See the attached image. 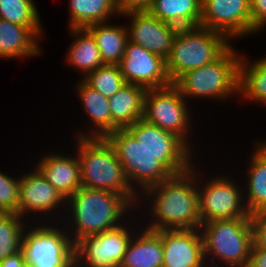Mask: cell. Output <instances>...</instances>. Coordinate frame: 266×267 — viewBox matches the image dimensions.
<instances>
[{
  "mask_svg": "<svg viewBox=\"0 0 266 267\" xmlns=\"http://www.w3.org/2000/svg\"><path fill=\"white\" fill-rule=\"evenodd\" d=\"M193 167L195 166L183 173L172 175L141 194V198L145 196L153 201L148 211L154 220L145 228L154 231L200 228L196 186L198 173Z\"/></svg>",
  "mask_w": 266,
  "mask_h": 267,
  "instance_id": "obj_1",
  "label": "cell"
},
{
  "mask_svg": "<svg viewBox=\"0 0 266 267\" xmlns=\"http://www.w3.org/2000/svg\"><path fill=\"white\" fill-rule=\"evenodd\" d=\"M65 205L73 219L69 234L73 244L89 235L120 226L123 221L121 217L133 208L122 194L85 187L68 197Z\"/></svg>",
  "mask_w": 266,
  "mask_h": 267,
  "instance_id": "obj_2",
  "label": "cell"
},
{
  "mask_svg": "<svg viewBox=\"0 0 266 267\" xmlns=\"http://www.w3.org/2000/svg\"><path fill=\"white\" fill-rule=\"evenodd\" d=\"M81 186L122 194L134 207L139 205L136 192L125 176L114 147L106 138H78ZM79 145V146H78ZM138 203V204H137Z\"/></svg>",
  "mask_w": 266,
  "mask_h": 267,
  "instance_id": "obj_3",
  "label": "cell"
},
{
  "mask_svg": "<svg viewBox=\"0 0 266 267\" xmlns=\"http://www.w3.org/2000/svg\"><path fill=\"white\" fill-rule=\"evenodd\" d=\"M199 230L205 262L209 260L207 267H219L215 263L217 259L227 267L247 266L253 243L251 218L211 220L202 223Z\"/></svg>",
  "mask_w": 266,
  "mask_h": 267,
  "instance_id": "obj_4",
  "label": "cell"
},
{
  "mask_svg": "<svg viewBox=\"0 0 266 267\" xmlns=\"http://www.w3.org/2000/svg\"><path fill=\"white\" fill-rule=\"evenodd\" d=\"M230 45L216 60L182 74L173 84L181 95L222 100L239 96V64L241 56Z\"/></svg>",
  "mask_w": 266,
  "mask_h": 267,
  "instance_id": "obj_5",
  "label": "cell"
},
{
  "mask_svg": "<svg viewBox=\"0 0 266 267\" xmlns=\"http://www.w3.org/2000/svg\"><path fill=\"white\" fill-rule=\"evenodd\" d=\"M229 41L224 34L209 28H179L166 59V70L171 82L174 83L187 71L216 60L230 46Z\"/></svg>",
  "mask_w": 266,
  "mask_h": 267,
  "instance_id": "obj_6",
  "label": "cell"
},
{
  "mask_svg": "<svg viewBox=\"0 0 266 267\" xmlns=\"http://www.w3.org/2000/svg\"><path fill=\"white\" fill-rule=\"evenodd\" d=\"M106 139L114 147L128 183L140 193L169 179L172 174L149 152L128 129H117ZM141 188H140V187Z\"/></svg>",
  "mask_w": 266,
  "mask_h": 267,
  "instance_id": "obj_7",
  "label": "cell"
},
{
  "mask_svg": "<svg viewBox=\"0 0 266 267\" xmlns=\"http://www.w3.org/2000/svg\"><path fill=\"white\" fill-rule=\"evenodd\" d=\"M44 224L24 230L21 249L26 267H74V244L69 230Z\"/></svg>",
  "mask_w": 266,
  "mask_h": 267,
  "instance_id": "obj_8",
  "label": "cell"
},
{
  "mask_svg": "<svg viewBox=\"0 0 266 267\" xmlns=\"http://www.w3.org/2000/svg\"><path fill=\"white\" fill-rule=\"evenodd\" d=\"M186 102L173 83L163 88L148 89L144 98L143 119L149 124L172 132L189 146L187 134L191 118Z\"/></svg>",
  "mask_w": 266,
  "mask_h": 267,
  "instance_id": "obj_9",
  "label": "cell"
},
{
  "mask_svg": "<svg viewBox=\"0 0 266 267\" xmlns=\"http://www.w3.org/2000/svg\"><path fill=\"white\" fill-rule=\"evenodd\" d=\"M199 183L200 179H197L198 210L201 224L211 220L251 218V214L243 202L245 200H242L246 191L240 189L234 180L224 176H216L210 178V181H206L203 188Z\"/></svg>",
  "mask_w": 266,
  "mask_h": 267,
  "instance_id": "obj_10",
  "label": "cell"
},
{
  "mask_svg": "<svg viewBox=\"0 0 266 267\" xmlns=\"http://www.w3.org/2000/svg\"><path fill=\"white\" fill-rule=\"evenodd\" d=\"M141 144L172 174L189 170L193 163L191 145L177 135L140 119L127 128Z\"/></svg>",
  "mask_w": 266,
  "mask_h": 267,
  "instance_id": "obj_11",
  "label": "cell"
},
{
  "mask_svg": "<svg viewBox=\"0 0 266 267\" xmlns=\"http://www.w3.org/2000/svg\"><path fill=\"white\" fill-rule=\"evenodd\" d=\"M123 225L78 240L74 244V267H119L135 235Z\"/></svg>",
  "mask_w": 266,
  "mask_h": 267,
  "instance_id": "obj_12",
  "label": "cell"
},
{
  "mask_svg": "<svg viewBox=\"0 0 266 267\" xmlns=\"http://www.w3.org/2000/svg\"><path fill=\"white\" fill-rule=\"evenodd\" d=\"M125 83L148 89L172 84L166 70V60L133 42L127 41L119 64Z\"/></svg>",
  "mask_w": 266,
  "mask_h": 267,
  "instance_id": "obj_13",
  "label": "cell"
},
{
  "mask_svg": "<svg viewBox=\"0 0 266 267\" xmlns=\"http://www.w3.org/2000/svg\"><path fill=\"white\" fill-rule=\"evenodd\" d=\"M200 26L218 31L230 41L253 34L250 0H202Z\"/></svg>",
  "mask_w": 266,
  "mask_h": 267,
  "instance_id": "obj_14",
  "label": "cell"
},
{
  "mask_svg": "<svg viewBox=\"0 0 266 267\" xmlns=\"http://www.w3.org/2000/svg\"><path fill=\"white\" fill-rule=\"evenodd\" d=\"M120 16L131 18V25L127 28L128 41L167 59L179 30L178 27L161 21L148 11L128 12Z\"/></svg>",
  "mask_w": 266,
  "mask_h": 267,
  "instance_id": "obj_15",
  "label": "cell"
},
{
  "mask_svg": "<svg viewBox=\"0 0 266 267\" xmlns=\"http://www.w3.org/2000/svg\"><path fill=\"white\" fill-rule=\"evenodd\" d=\"M162 240V267H207L199 229L156 231Z\"/></svg>",
  "mask_w": 266,
  "mask_h": 267,
  "instance_id": "obj_16",
  "label": "cell"
},
{
  "mask_svg": "<svg viewBox=\"0 0 266 267\" xmlns=\"http://www.w3.org/2000/svg\"><path fill=\"white\" fill-rule=\"evenodd\" d=\"M23 174L19 182V215L26 219L27 213L48 214L57 207H65L66 199L45 179L35 167ZM63 204V205H62ZM26 217H24L25 215Z\"/></svg>",
  "mask_w": 266,
  "mask_h": 267,
  "instance_id": "obj_17",
  "label": "cell"
},
{
  "mask_svg": "<svg viewBox=\"0 0 266 267\" xmlns=\"http://www.w3.org/2000/svg\"><path fill=\"white\" fill-rule=\"evenodd\" d=\"M35 166L65 199L82 187L78 157L51 153L43 156Z\"/></svg>",
  "mask_w": 266,
  "mask_h": 267,
  "instance_id": "obj_18",
  "label": "cell"
},
{
  "mask_svg": "<svg viewBox=\"0 0 266 267\" xmlns=\"http://www.w3.org/2000/svg\"><path fill=\"white\" fill-rule=\"evenodd\" d=\"M42 27H25L0 19V58L35 57L42 52ZM41 36V37H40Z\"/></svg>",
  "mask_w": 266,
  "mask_h": 267,
  "instance_id": "obj_19",
  "label": "cell"
},
{
  "mask_svg": "<svg viewBox=\"0 0 266 267\" xmlns=\"http://www.w3.org/2000/svg\"><path fill=\"white\" fill-rule=\"evenodd\" d=\"M144 87L125 83L109 99L112 117V132L117 129H127L140 119L144 114Z\"/></svg>",
  "mask_w": 266,
  "mask_h": 267,
  "instance_id": "obj_20",
  "label": "cell"
},
{
  "mask_svg": "<svg viewBox=\"0 0 266 267\" xmlns=\"http://www.w3.org/2000/svg\"><path fill=\"white\" fill-rule=\"evenodd\" d=\"M163 257L160 235L146 228L139 235L135 232L119 267H162Z\"/></svg>",
  "mask_w": 266,
  "mask_h": 267,
  "instance_id": "obj_21",
  "label": "cell"
},
{
  "mask_svg": "<svg viewBox=\"0 0 266 267\" xmlns=\"http://www.w3.org/2000/svg\"><path fill=\"white\" fill-rule=\"evenodd\" d=\"M85 112L93 122L96 129L90 130L86 135L80 133L78 138H106L112 133V117L109 107V99L99 91L88 86L83 80L77 85L76 89ZM93 130V131H92ZM96 130V131H95ZM92 132V133H91ZM83 134V135H82Z\"/></svg>",
  "mask_w": 266,
  "mask_h": 267,
  "instance_id": "obj_22",
  "label": "cell"
},
{
  "mask_svg": "<svg viewBox=\"0 0 266 267\" xmlns=\"http://www.w3.org/2000/svg\"><path fill=\"white\" fill-rule=\"evenodd\" d=\"M148 12L178 28L200 26L202 0H154Z\"/></svg>",
  "mask_w": 266,
  "mask_h": 267,
  "instance_id": "obj_23",
  "label": "cell"
},
{
  "mask_svg": "<svg viewBox=\"0 0 266 267\" xmlns=\"http://www.w3.org/2000/svg\"><path fill=\"white\" fill-rule=\"evenodd\" d=\"M256 146L248 164V192L244 195L245 206L250 214L266 209V141Z\"/></svg>",
  "mask_w": 266,
  "mask_h": 267,
  "instance_id": "obj_24",
  "label": "cell"
},
{
  "mask_svg": "<svg viewBox=\"0 0 266 267\" xmlns=\"http://www.w3.org/2000/svg\"><path fill=\"white\" fill-rule=\"evenodd\" d=\"M86 29L94 37L103 63L119 65L128 41L127 26L103 22L91 24Z\"/></svg>",
  "mask_w": 266,
  "mask_h": 267,
  "instance_id": "obj_25",
  "label": "cell"
},
{
  "mask_svg": "<svg viewBox=\"0 0 266 267\" xmlns=\"http://www.w3.org/2000/svg\"><path fill=\"white\" fill-rule=\"evenodd\" d=\"M74 41L70 45L66 61L74 69L84 71V76L104 65L97 43L86 28H69Z\"/></svg>",
  "mask_w": 266,
  "mask_h": 267,
  "instance_id": "obj_26",
  "label": "cell"
},
{
  "mask_svg": "<svg viewBox=\"0 0 266 267\" xmlns=\"http://www.w3.org/2000/svg\"><path fill=\"white\" fill-rule=\"evenodd\" d=\"M70 27L86 28L95 23L107 22L120 13L116 0H69ZM114 14V15H113Z\"/></svg>",
  "mask_w": 266,
  "mask_h": 267,
  "instance_id": "obj_27",
  "label": "cell"
},
{
  "mask_svg": "<svg viewBox=\"0 0 266 267\" xmlns=\"http://www.w3.org/2000/svg\"><path fill=\"white\" fill-rule=\"evenodd\" d=\"M241 55L239 64V95L254 103L266 104V55L253 62ZM249 62V63H248Z\"/></svg>",
  "mask_w": 266,
  "mask_h": 267,
  "instance_id": "obj_28",
  "label": "cell"
},
{
  "mask_svg": "<svg viewBox=\"0 0 266 267\" xmlns=\"http://www.w3.org/2000/svg\"><path fill=\"white\" fill-rule=\"evenodd\" d=\"M22 220L25 219L15 213H6L0 219V261L21 250L24 229L27 228Z\"/></svg>",
  "mask_w": 266,
  "mask_h": 267,
  "instance_id": "obj_29",
  "label": "cell"
},
{
  "mask_svg": "<svg viewBox=\"0 0 266 267\" xmlns=\"http://www.w3.org/2000/svg\"><path fill=\"white\" fill-rule=\"evenodd\" d=\"M33 0H0V19L25 27H42Z\"/></svg>",
  "mask_w": 266,
  "mask_h": 267,
  "instance_id": "obj_30",
  "label": "cell"
},
{
  "mask_svg": "<svg viewBox=\"0 0 266 267\" xmlns=\"http://www.w3.org/2000/svg\"><path fill=\"white\" fill-rule=\"evenodd\" d=\"M82 80L106 98L112 97L125 84L119 65L109 64L88 73Z\"/></svg>",
  "mask_w": 266,
  "mask_h": 267,
  "instance_id": "obj_31",
  "label": "cell"
},
{
  "mask_svg": "<svg viewBox=\"0 0 266 267\" xmlns=\"http://www.w3.org/2000/svg\"><path fill=\"white\" fill-rule=\"evenodd\" d=\"M20 177H10L0 172V209L6 213L19 214Z\"/></svg>",
  "mask_w": 266,
  "mask_h": 267,
  "instance_id": "obj_32",
  "label": "cell"
},
{
  "mask_svg": "<svg viewBox=\"0 0 266 267\" xmlns=\"http://www.w3.org/2000/svg\"><path fill=\"white\" fill-rule=\"evenodd\" d=\"M253 243L266 249V209L251 214Z\"/></svg>",
  "mask_w": 266,
  "mask_h": 267,
  "instance_id": "obj_33",
  "label": "cell"
},
{
  "mask_svg": "<svg viewBox=\"0 0 266 267\" xmlns=\"http://www.w3.org/2000/svg\"><path fill=\"white\" fill-rule=\"evenodd\" d=\"M253 34L266 26V0H250Z\"/></svg>",
  "mask_w": 266,
  "mask_h": 267,
  "instance_id": "obj_34",
  "label": "cell"
},
{
  "mask_svg": "<svg viewBox=\"0 0 266 267\" xmlns=\"http://www.w3.org/2000/svg\"><path fill=\"white\" fill-rule=\"evenodd\" d=\"M120 15L128 12L148 11L154 0H116Z\"/></svg>",
  "mask_w": 266,
  "mask_h": 267,
  "instance_id": "obj_35",
  "label": "cell"
},
{
  "mask_svg": "<svg viewBox=\"0 0 266 267\" xmlns=\"http://www.w3.org/2000/svg\"><path fill=\"white\" fill-rule=\"evenodd\" d=\"M246 267H266V249L258 248L254 243H252Z\"/></svg>",
  "mask_w": 266,
  "mask_h": 267,
  "instance_id": "obj_36",
  "label": "cell"
},
{
  "mask_svg": "<svg viewBox=\"0 0 266 267\" xmlns=\"http://www.w3.org/2000/svg\"><path fill=\"white\" fill-rule=\"evenodd\" d=\"M0 267H26L23 250L8 256L0 261Z\"/></svg>",
  "mask_w": 266,
  "mask_h": 267,
  "instance_id": "obj_37",
  "label": "cell"
},
{
  "mask_svg": "<svg viewBox=\"0 0 266 267\" xmlns=\"http://www.w3.org/2000/svg\"><path fill=\"white\" fill-rule=\"evenodd\" d=\"M6 214L3 210L0 209V219Z\"/></svg>",
  "mask_w": 266,
  "mask_h": 267,
  "instance_id": "obj_38",
  "label": "cell"
}]
</instances>
